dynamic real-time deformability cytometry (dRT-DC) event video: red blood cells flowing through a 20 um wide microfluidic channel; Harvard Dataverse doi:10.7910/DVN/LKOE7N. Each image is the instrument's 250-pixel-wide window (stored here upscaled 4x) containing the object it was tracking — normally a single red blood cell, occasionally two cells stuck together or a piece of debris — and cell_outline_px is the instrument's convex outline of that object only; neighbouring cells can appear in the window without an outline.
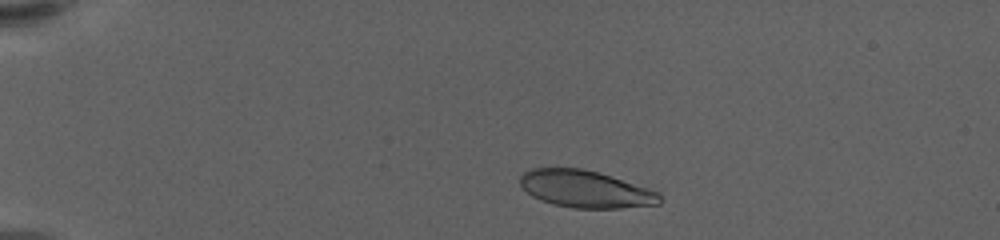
{"species": "human", "species_latin": "Homo sapiens", "temperature_condition": "warm", "stored_images_in_passage": 46, "camera_frame_rate_fps": 3000, "um_per_image_px": 0.085, "donor": {"sex": "female"}, "frame": {"image": 1, "passage_image": 1, "time_ms": 0.0, "image_size_px": [1000, 240], "cell_outline_px": [[664, 200], [660, 204], [620, 208], [572, 208], [552, 204], [540, 200], [532, 196], [520, 184], [520, 176], [524, 172], [532, 168], [584, 168], [600, 172], [660, 192]], "centroid_in_image_um": [49.81, 16.07], "position_along_channel_um": 35.2, "area_um2": 30.52}}
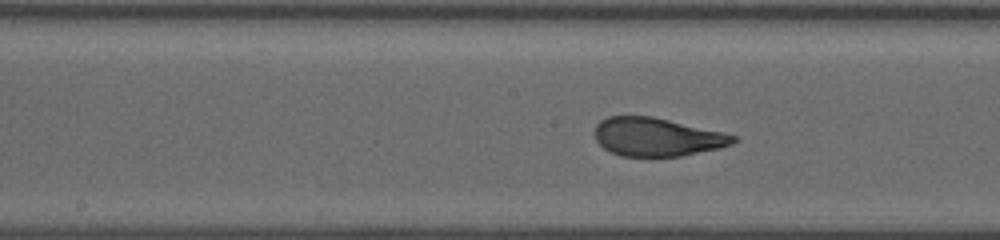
{"frame": {"image": 2, "passage_image": 20, "time_ms": 6.333, "image_size_px": [1000, 240], "cell_outline_px": [[736, 140], [732, 144], [720, 148], [680, 156], [620, 156], [604, 148], [596, 140], [596, 124], [600, 120], [608, 116], [652, 116], [724, 132], [736, 136]], "centroid_in_image_um": [55.85, 11.64], "position_along_channel_um": 192.4, "area_um2": 30.87}}
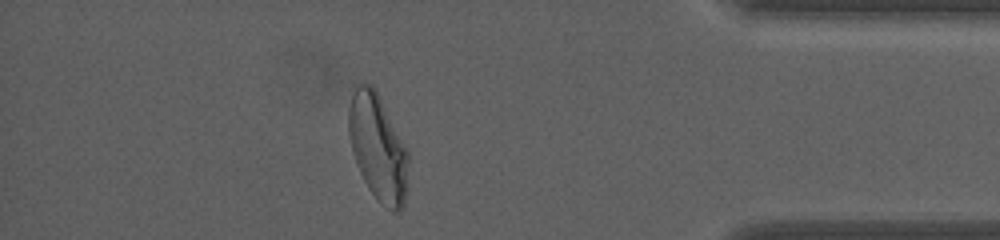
{"frame": {"image": 3, "passage_image": 40, "time_ms": 13.0, "image_size_px": [1000, 240], "cell_outline_px": [[408, 188], [404, 204], [400, 212], [392, 212], [380, 204], [376, 200], [368, 188], [356, 164], [352, 152], [348, 132], [348, 108], [352, 84], [364, 80], [372, 84], [376, 88], [408, 152]], "centroid_in_image_um": [32.1, 12.5], "position_along_channel_um": 403.1, "area_um2": 38.09}, "authors_computed_cell_mechanics": {"area_um2": 31.8767, "velocity_mm_per_s": 3.5953, "shape_relaxation_time_tau1_ms": 4.761, "shape_relaxation_time_tau2_ms": null, "deformation_change_tau1": 0.2187, "deformation_change_tau2": null}}